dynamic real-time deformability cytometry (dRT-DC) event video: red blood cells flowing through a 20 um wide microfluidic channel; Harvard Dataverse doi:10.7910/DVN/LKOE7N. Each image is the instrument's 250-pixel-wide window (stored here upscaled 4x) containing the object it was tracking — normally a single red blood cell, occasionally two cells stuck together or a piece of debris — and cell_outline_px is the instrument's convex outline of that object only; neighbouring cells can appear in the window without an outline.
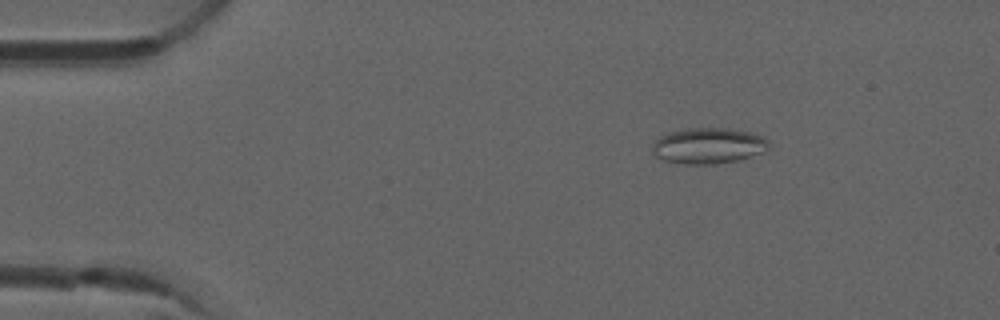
{"species": "common noctule bat (a hibernating species)", "species_latin": "Nyctalus noctula", "temperature_condition": "room temperature", "stored_images_in_passage": 4, "camera_frame_rate_fps": 3000, "um_per_image_px": 0.085, "animal": {"sex": "male", "forearm_length_mm": 52.5}, "frame": {"image": 1, "passage_image": 2, "time_ms": 0.333, "image_size_px": [1000, 320], "cell_outline_px": [[772, 148], [764, 152], [736, 160], [716, 164], [684, 164], [664, 160], [656, 156], [652, 152], [652, 144], [660, 136], [672, 132], [688, 128], [728, 128], [748, 132], [764, 136], [772, 144]], "centroid_in_image_um": [60.26, 12.39], "position_along_channel_um": 24.7, "area_um2": 24.45}}